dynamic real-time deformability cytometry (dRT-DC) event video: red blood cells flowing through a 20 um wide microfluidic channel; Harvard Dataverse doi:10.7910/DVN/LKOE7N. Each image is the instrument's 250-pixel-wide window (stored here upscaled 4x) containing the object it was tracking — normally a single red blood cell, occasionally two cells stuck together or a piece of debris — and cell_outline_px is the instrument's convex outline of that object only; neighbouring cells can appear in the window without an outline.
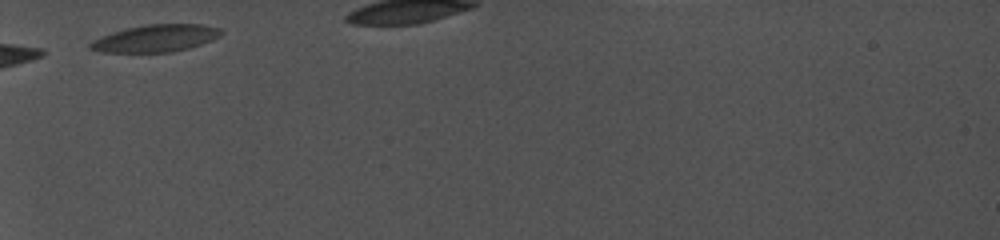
{"species": "common noctule bat (a hibernating species)", "species_latin": "Nyctalus noctula", "temperature_condition": "cold", "stored_images_in_passage": 30, "segment_of_instrument_passage": [1, 2], "camera_frame_rate_fps": 5000, "um_per_image_px": 0.085, "animal": {"sex": "female", "body_mass_g": 19.0, "forearm_length_mm": 56.7}, "frame": {"image": 1, "passage_image": 1, "time_ms": 0.0, "image_size_px": [1000, 240], "cell_outline_px": [[224, 32], [220, 36], [212, 40], [188, 48], [168, 52], [104, 52], [88, 48], [88, 44], [92, 40], [112, 32], [144, 24], [204, 24], [220, 28]], "centroid_in_image_um": [13.24, 3.24], "position_along_channel_um": 71.8, "area_um2": 20.69}}
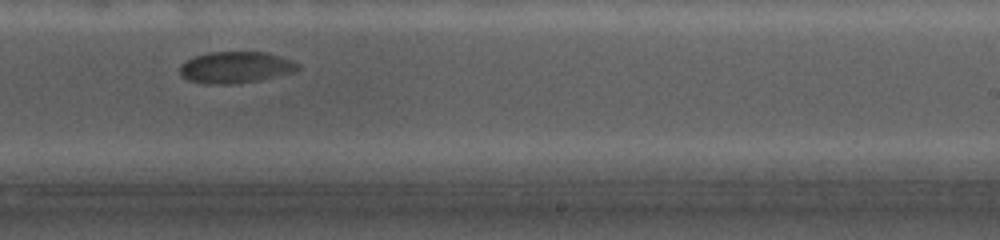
{"frame": {"image": 2, "passage_image": 18, "time_ms": 5.8, "image_size_px": [1000, 240], "cell_outline_px": [[300, 72], [260, 80], [232, 84], [212, 84], [188, 80], [180, 76], [180, 64], [184, 60], [208, 52], [268, 52], [292, 60], [300, 64]], "centroid_in_image_um": [20.08, 5.72], "position_along_channel_um": 268.9, "area_um2": 22.08}}
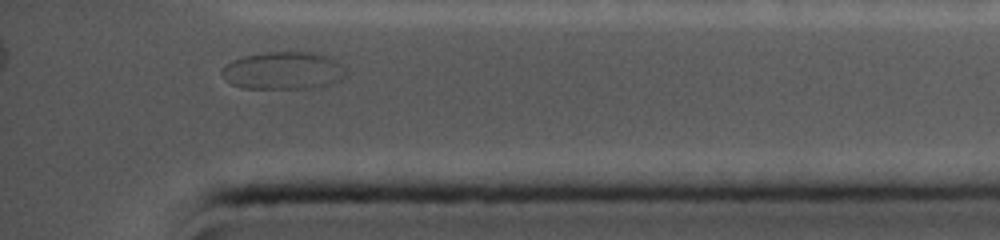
{"frame": {"image": 3, "passage_image": 29, "time_ms": 9.6, "image_size_px": [1000, 240], "cell_outline_px": [[348, 76], [340, 80], [320, 88], [244, 88], [232, 84], [220, 72], [232, 60], [244, 56], [268, 52], [320, 52], [336, 60], [348, 72]], "centroid_in_image_um": [24.17, 6.0], "position_along_channel_um": 411.0, "area_um2": 27.34}}